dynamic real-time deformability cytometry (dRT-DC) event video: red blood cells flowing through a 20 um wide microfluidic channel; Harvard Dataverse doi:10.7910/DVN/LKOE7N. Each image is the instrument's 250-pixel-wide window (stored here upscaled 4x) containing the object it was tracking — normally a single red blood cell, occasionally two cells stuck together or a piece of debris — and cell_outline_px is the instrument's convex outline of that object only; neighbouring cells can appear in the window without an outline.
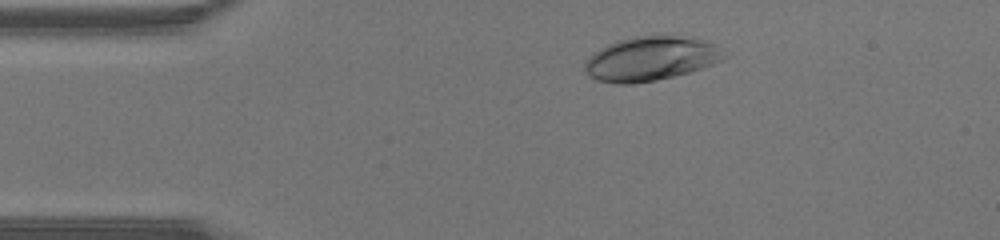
{"species": "human", "species_latin": "Homo sapiens", "temperature_condition": "warm", "stored_images_in_passage": 38, "camera_frame_rate_fps": 3000, "um_per_image_px": 0.085, "donor": {"sex": "male"}, "frame": {"image": 1, "passage_image": 5, "time_ms": 1.333, "image_size_px": [1000, 240], "cell_outline_px": [[728, 56], [712, 64], [688, 72], [656, 80], [632, 84], [616, 84], [596, 80], [588, 76], [584, 68], [584, 64], [588, 56], [600, 48], [616, 40], [632, 36], [652, 32], [676, 32], [692, 36], [712, 44]], "centroid_in_image_um": [55.28, 4.92], "position_along_channel_um": 29.7, "area_um2": 36.99}}
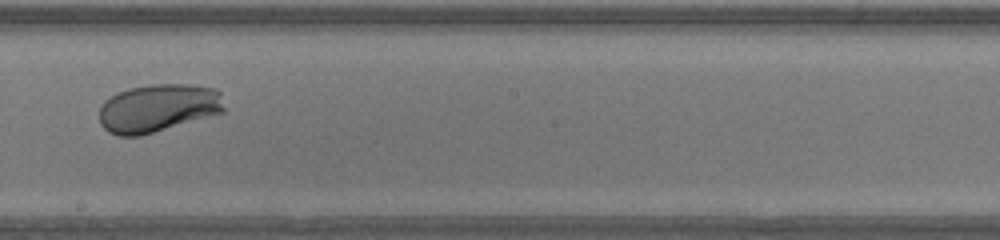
{"frame": {"image": 2, "passage_image": 22, "time_ms": 7.0, "image_size_px": [1000, 240], "cell_outline_px": [[224, 112], [140, 136], [120, 136], [108, 132], [100, 124], [100, 108], [104, 100], [128, 88], [152, 84], [184, 84], [216, 88], [220, 92], [224, 108]], "centroid_in_image_um": [13.42, 9.18], "position_along_channel_um": 234.8, "area_um2": 34.91}}
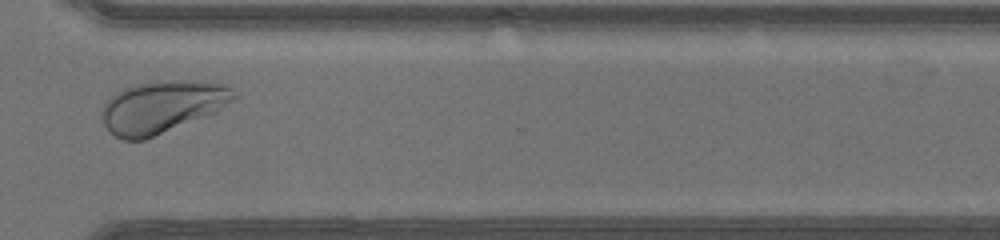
{"frame": {"image": 3, "passage_image": 30, "time_ms": 9.667, "image_size_px": [1000, 240], "cell_outline_px": [[236, 96], [216, 112], [144, 140], [120, 140], [108, 132], [100, 116], [100, 108], [104, 100], [116, 92], [132, 84], [156, 80], [204, 80], [228, 84], [236, 92]], "centroid_in_image_um": [13.72, 9.06], "position_along_channel_um": 356.9, "area_um2": 41.04}}